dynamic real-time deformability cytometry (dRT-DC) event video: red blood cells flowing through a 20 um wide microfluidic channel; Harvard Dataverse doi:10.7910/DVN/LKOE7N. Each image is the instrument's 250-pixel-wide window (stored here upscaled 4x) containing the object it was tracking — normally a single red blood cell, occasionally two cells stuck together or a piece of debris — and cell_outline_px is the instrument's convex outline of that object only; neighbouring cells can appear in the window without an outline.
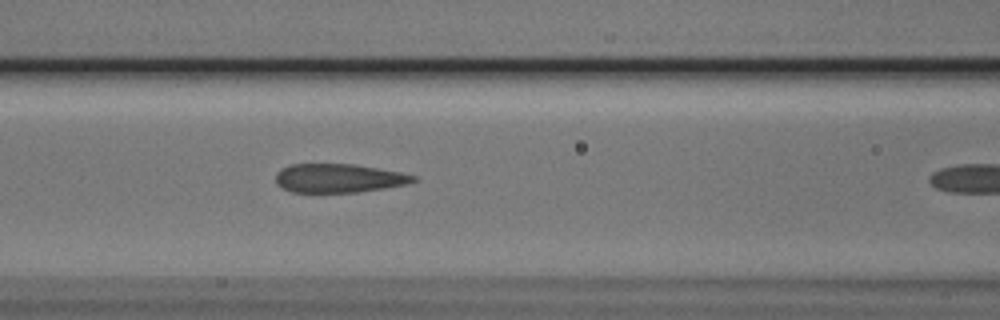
{"species": "Egyptian fruit bat (a non-hibernating species)", "species_latin": "Rousettus aegyptiacus", "temperature_condition": "cold", "stored_images_in_passage": 10, "camera_frame_rate_fps": 3000, "um_per_image_px": 0.085, "animal": {"sex": "male"}, "frame": {"image": 1, "passage_image": 9, "time_ms": 2.667, "image_size_px": [1000, 320], "cell_outline_px": [[416, 180], [408, 184], [384, 188], [356, 192], [292, 192], [276, 184], [276, 172], [280, 168], [292, 164], [356, 164], [400, 172], [416, 176]], "centroid_in_image_um": [28.77, 15.14], "position_along_channel_um": 137.8, "area_um2": 23.06}}